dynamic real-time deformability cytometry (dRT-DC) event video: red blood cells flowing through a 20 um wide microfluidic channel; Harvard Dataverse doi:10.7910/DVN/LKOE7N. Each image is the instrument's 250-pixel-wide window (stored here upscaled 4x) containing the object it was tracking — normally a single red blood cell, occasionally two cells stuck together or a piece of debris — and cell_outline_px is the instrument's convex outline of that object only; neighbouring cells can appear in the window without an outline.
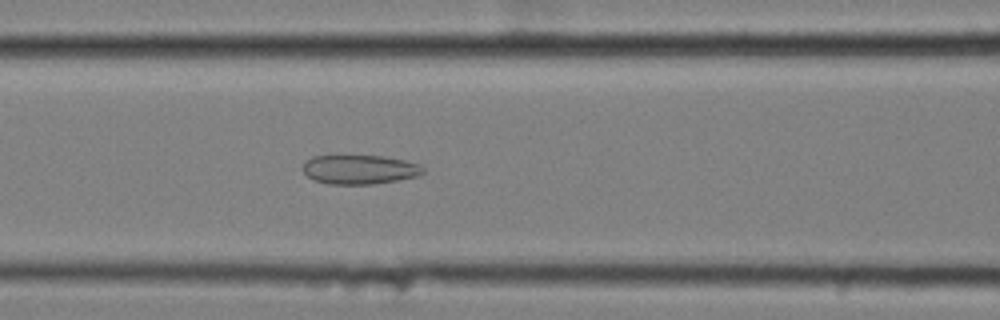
{"species": "common noctule bat (a hibernating species)", "species_latin": "Nyctalus noctula", "temperature_condition": "cold", "stored_images_in_passage": 56, "camera_frame_rate_fps": 3000, "um_per_image_px": 0.085, "animal": {"sex": "female", "body_mass_g": 25.1}, "frame": {"image": 1, "passage_image": 23, "time_ms": 7.333, "image_size_px": [1000, 320], "cell_outline_px": [[424, 172], [420, 176], [372, 184], [328, 184], [312, 180], [304, 172], [304, 164], [308, 160], [316, 156], [380, 156], [404, 160], [416, 164], [424, 168]], "centroid_in_image_um": [30.57, 14.42], "position_along_channel_um": 136.0, "area_um2": 20.17}}
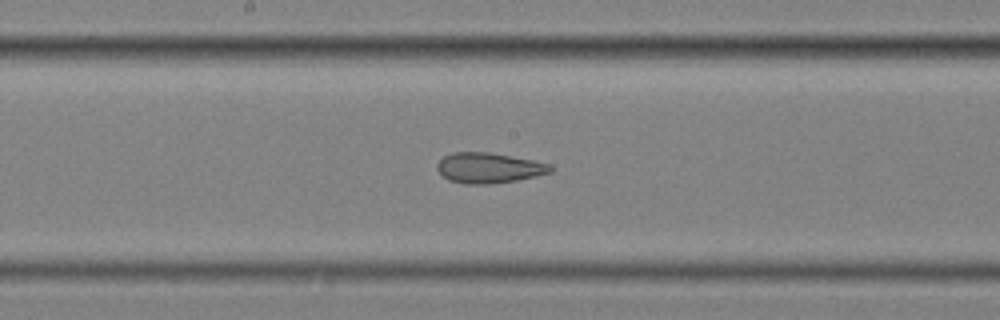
{"frame": {"image": 2, "passage_image": 29, "time_ms": 9.333, "image_size_px": [1000, 320], "cell_outline_px": [[552, 172], [536, 176], [516, 180], [492, 184], [464, 184], [448, 180], [436, 168], [436, 164], [444, 156], [452, 152], [488, 152], [532, 160], [548, 164], [552, 168]], "centroid_in_image_um": [41.51, 14.28], "position_along_channel_um": 206.7, "area_um2": 19.94}}
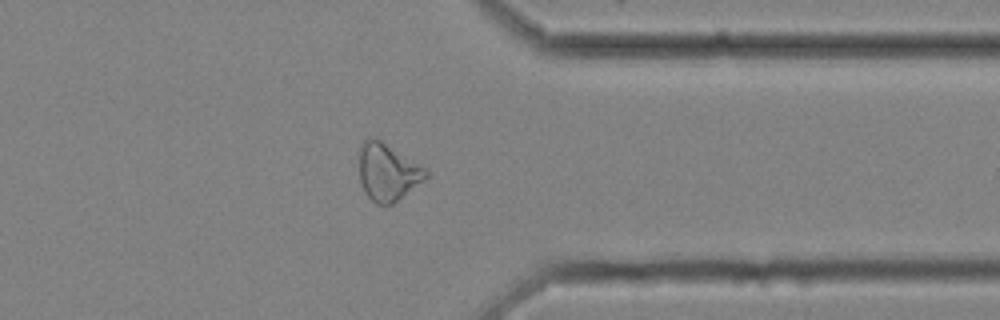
{"frame": {"image": 3, "passage_image": 44, "time_ms": 14.333, "image_size_px": [1000, 320], "cell_outline_px": [[428, 176], [392, 204], [376, 204], [364, 192], [360, 180], [360, 144], [364, 140], [380, 140], [424, 168], [428, 172]], "centroid_in_image_um": [32.92, 14.65], "position_along_channel_um": 378.5, "area_um2": 21.39}, "authors_computed_cell_mechanics": {"area_um2": 24.3627, "velocity_mm_per_s": 3.5371, "shape_relaxation_time_tau1_ms": null, "shape_relaxation_time_tau2_ms": 3.0155, "deformation_change_tau1": null, "deformation_change_tau2": 0.1179}}